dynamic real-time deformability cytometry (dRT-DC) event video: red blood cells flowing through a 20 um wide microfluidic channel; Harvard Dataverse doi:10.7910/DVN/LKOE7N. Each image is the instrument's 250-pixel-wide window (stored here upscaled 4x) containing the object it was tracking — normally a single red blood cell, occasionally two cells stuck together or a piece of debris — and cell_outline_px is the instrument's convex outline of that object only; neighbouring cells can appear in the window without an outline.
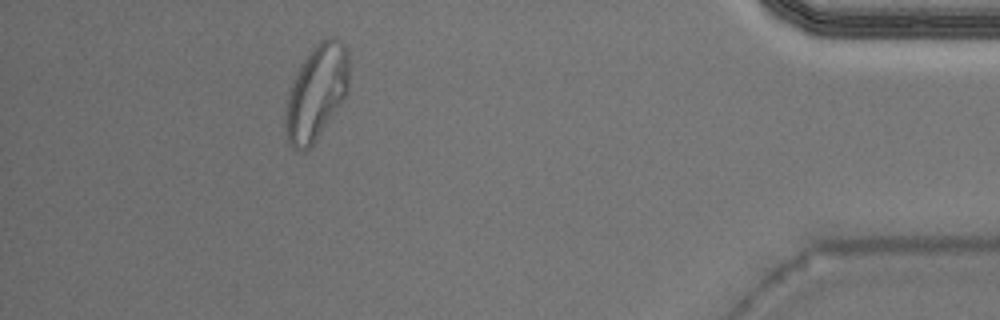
{"species": "Egyptian fruit bat (a non-hibernating species)", "species_latin": "Rousettus aegyptiacus", "temperature_condition": "warm", "stored_images_in_passage": 35, "camera_frame_rate_fps": 3000, "um_per_image_px": 0.085, "animal": {"sex": "male"}, "frame": {"image": 1, "passage_image": 30, "time_ms": 9.667, "image_size_px": [1000, 320], "cell_outline_px": [[348, 92], [344, 100], [312, 144], [308, 148], [300, 152], [292, 148], [288, 140], [284, 128], [284, 120], [288, 96], [292, 80], [300, 64], [312, 48], [324, 36], [332, 36], [340, 40], [344, 44], [348, 52]], "centroid_in_image_um": [26.89, 7.83], "position_along_channel_um": 408.3, "area_um2": 35.37}}